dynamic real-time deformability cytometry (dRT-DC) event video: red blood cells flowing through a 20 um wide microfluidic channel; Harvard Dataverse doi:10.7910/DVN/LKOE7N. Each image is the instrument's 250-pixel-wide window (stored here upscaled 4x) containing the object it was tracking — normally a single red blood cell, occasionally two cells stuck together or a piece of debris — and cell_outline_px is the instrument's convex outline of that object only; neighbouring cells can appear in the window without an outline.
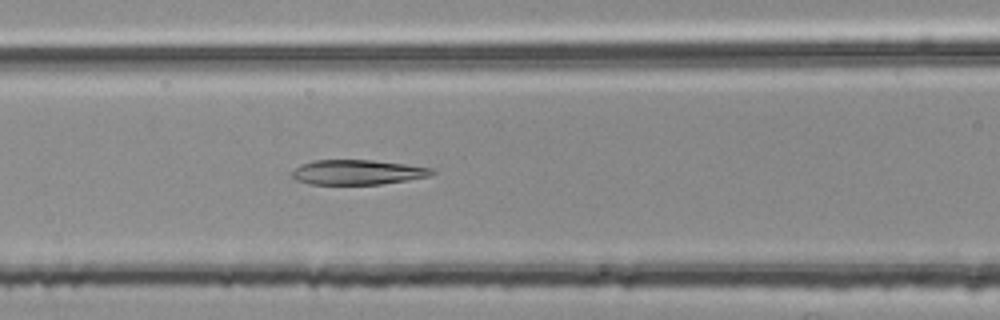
{"species": "common noctule bat (a hibernating species)", "species_latin": "Nyctalus noctula", "temperature_condition": "room temperature", "stored_images_in_passage": 38, "camera_frame_rate_fps": 3000, "um_per_image_px": 0.085, "animal": {"sex": "female", "body_mass_g": 25.1}, "frame": {"image": 1, "passage_image": 15, "time_ms": 4.667, "image_size_px": [1000, 320], "cell_outline_px": [[436, 172], [432, 176], [380, 184], [308, 184], [296, 180], [292, 176], [292, 172], [300, 164], [312, 160], [372, 160], [404, 164], [432, 168]], "centroid_in_image_um": [30.38, 14.64], "position_along_channel_um": 136.2, "area_um2": 20.23}}
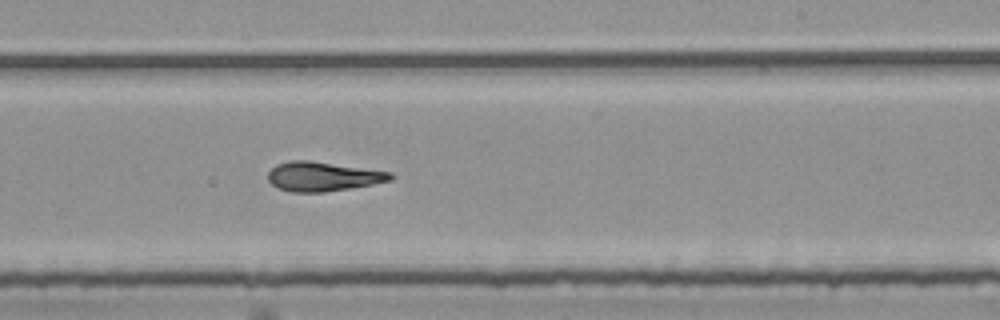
{"frame": {"image": 2, "passage_image": 25, "time_ms": 8.0, "image_size_px": [1000, 320], "cell_outline_px": [[396, 176], [392, 180], [372, 184], [324, 192], [292, 192], [280, 188], [272, 184], [268, 180], [268, 172], [276, 164], [288, 160], [308, 160], [392, 172]], "centroid_in_image_um": [27.44, 14.99], "position_along_channel_um": 261.6, "area_um2": 20.87}}
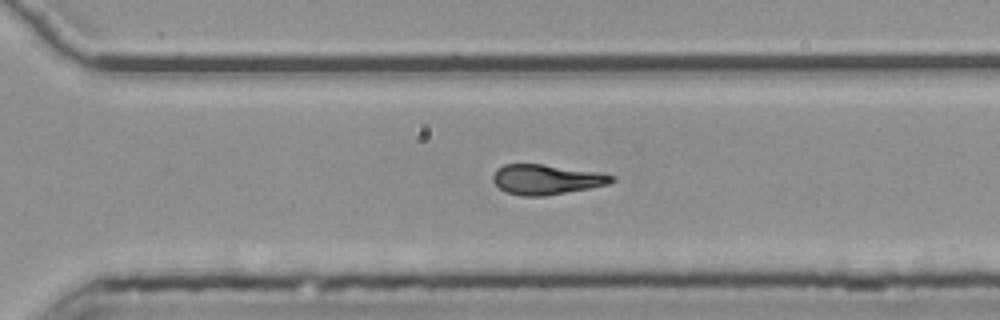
{"frame": {"image": 3, "passage_image": 30, "time_ms": 9.667, "image_size_px": [1000, 320], "cell_outline_px": [[616, 180], [608, 184], [588, 188], [544, 196], [520, 196], [504, 192], [492, 180], [492, 176], [496, 168], [504, 164], [540, 164], [600, 172], [612, 176]], "centroid_in_image_um": [46.39, 15.25], "position_along_channel_um": 324.2, "area_um2": 20.69}, "authors_computed_cell_mechanics": {"area_um2": 20.9525, "velocity_mm_per_s": 3.7619, "shape_relaxation_time_tau1_ms": null, "shape_relaxation_time_tau2_ms": 7.0347, "deformation_change_tau1": null, "deformation_change_tau2": 0.145}}